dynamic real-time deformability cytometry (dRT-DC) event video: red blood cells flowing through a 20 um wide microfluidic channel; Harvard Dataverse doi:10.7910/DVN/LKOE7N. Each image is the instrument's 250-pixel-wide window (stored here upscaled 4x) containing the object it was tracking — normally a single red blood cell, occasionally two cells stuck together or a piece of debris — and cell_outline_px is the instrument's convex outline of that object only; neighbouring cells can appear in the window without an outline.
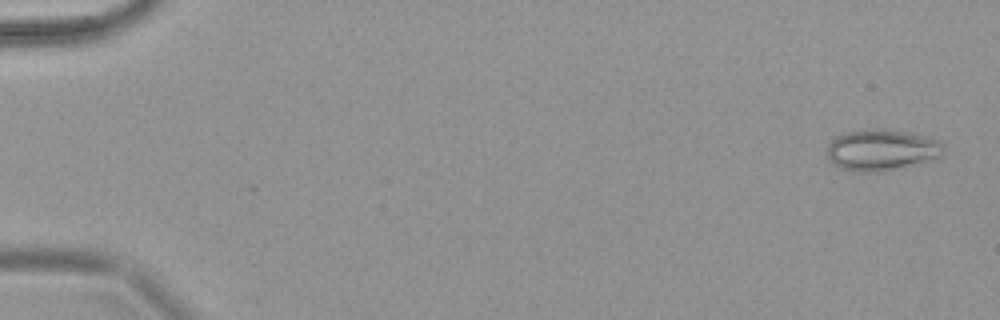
{"species": "common noctule bat (a hibernating species)", "species_latin": "Nyctalus noctula", "temperature_condition": "warm", "stored_images_in_passage": 6, "camera_frame_rate_fps": 3000, "um_per_image_px": 0.085, "animal": {"sex": "female", "body_mass_g": 18.4}, "frame": {"image": 1, "passage_image": 1, "time_ms": 0.0, "image_size_px": [1000, 320], "cell_outline_px": [[944, 148], [940, 156], [932, 160], [880, 172], [864, 172], [840, 168], [828, 156], [828, 144], [836, 136], [844, 132], [864, 128], [884, 128], [924, 136], [936, 140]], "centroid_in_image_um": [74.91, 12.73], "position_along_channel_um": 10.1, "area_um2": 27.74}}